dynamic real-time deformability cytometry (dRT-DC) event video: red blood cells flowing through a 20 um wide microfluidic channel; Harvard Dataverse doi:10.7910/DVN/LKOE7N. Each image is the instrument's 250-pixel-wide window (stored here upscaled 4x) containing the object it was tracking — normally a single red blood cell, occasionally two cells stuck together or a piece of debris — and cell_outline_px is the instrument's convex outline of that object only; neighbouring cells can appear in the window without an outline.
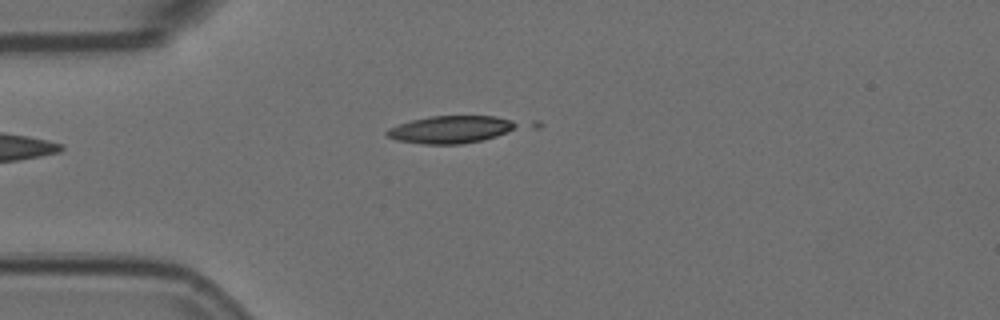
{"species": "Egyptian fruit bat (a non-hibernating species)", "species_latin": "Rousettus aegyptiacus", "temperature_condition": "room temperature", "stored_images_in_passage": 2, "camera_frame_rate_fps": 3000, "um_per_image_px": 0.085, "animal": {"sex": "female"}, "frame": {"image": 1, "passage_image": 2, "time_ms": 0.333, "image_size_px": [1000, 320], "cell_outline_px": [[544, 124], [540, 128], [484, 140], [460, 144], [424, 144], [396, 140], [388, 136], [384, 132], [388, 128], [412, 120], [428, 116], [496, 116], [540, 120]], "centroid_in_image_um": [39.05, 10.97], "position_along_channel_um": 46.0, "area_um2": 23.58}}